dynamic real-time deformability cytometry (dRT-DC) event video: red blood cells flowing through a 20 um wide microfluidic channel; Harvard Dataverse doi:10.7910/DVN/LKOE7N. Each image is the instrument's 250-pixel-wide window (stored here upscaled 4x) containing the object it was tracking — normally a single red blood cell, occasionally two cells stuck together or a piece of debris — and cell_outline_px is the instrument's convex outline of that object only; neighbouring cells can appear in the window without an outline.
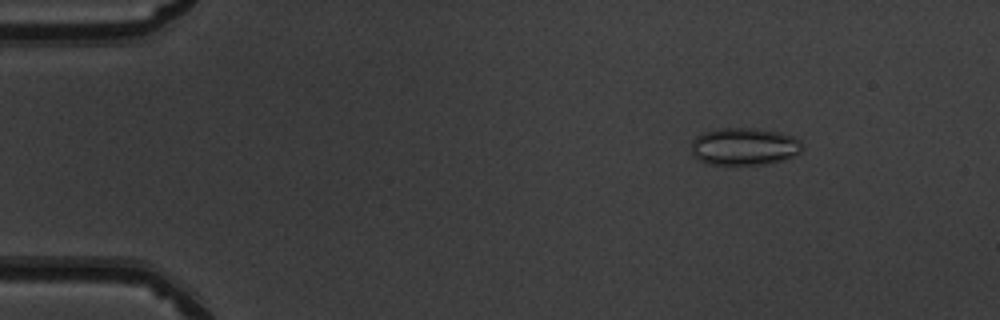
{"species": "common noctule bat (a hibernating species)", "species_latin": "Nyctalus noctula", "temperature_condition": "warm", "stored_images_in_passage": 50, "camera_frame_rate_fps": 3000, "um_per_image_px": 0.085, "animal": {"sex": "male", "body_mass_g": 19.5, "forearm_length_mm": 54.6}, "frame": {"image": 1, "passage_image": 7, "time_ms": 2.0, "image_size_px": [1000, 320], "cell_outline_px": [[804, 148], [800, 152], [792, 156], [780, 160], [764, 164], [704, 164], [696, 160], [692, 156], [692, 140], [696, 136], [704, 132], [724, 128], [756, 128], [776, 132], [792, 136], [800, 140]], "centroid_in_image_um": [63.22, 12.46], "position_along_channel_um": 21.8, "area_um2": 24.16}}
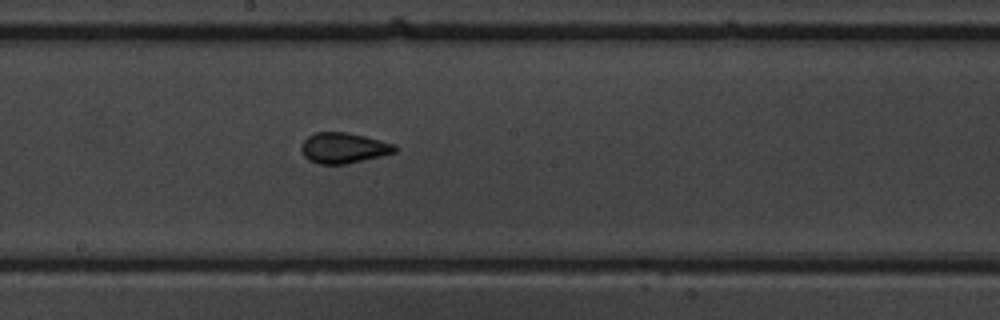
{"frame": {"image": 2, "passage_image": 28, "time_ms": 9.0, "image_size_px": [1000, 320], "cell_outline_px": [[400, 148], [396, 152], [364, 160], [344, 164], [320, 164], [308, 160], [304, 156], [300, 148], [304, 140], [308, 136], [316, 132], [348, 132], [396, 144]], "centroid_in_image_um": [29.22, 12.57], "position_along_channel_um": 219.0, "area_um2": 16.76}}
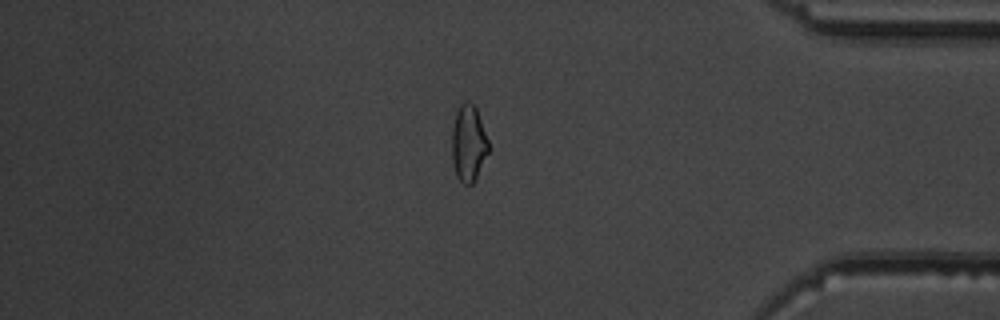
{"frame": {"image": 3, "passage_image": 43, "time_ms": 14.0, "image_size_px": [1000, 320], "cell_outline_px": [[492, 148], [472, 184], [464, 184], [456, 176], [452, 160], [452, 128], [456, 112], [460, 104], [464, 100], [468, 100], [476, 108]], "centroid_in_image_um": [39.84, 12.17], "position_along_channel_um": 395.4, "area_um2": 16.65}, "authors_computed_cell_mechanics": {"area_um2": 17.2244, "velocity_mm_per_s": 4.0623, "shape_relaxation_time_tau1_ms": null, "shape_relaxation_time_tau2_ms": 0.9364, "deformation_change_tau1": null, "deformation_change_tau2": 0.0635}}